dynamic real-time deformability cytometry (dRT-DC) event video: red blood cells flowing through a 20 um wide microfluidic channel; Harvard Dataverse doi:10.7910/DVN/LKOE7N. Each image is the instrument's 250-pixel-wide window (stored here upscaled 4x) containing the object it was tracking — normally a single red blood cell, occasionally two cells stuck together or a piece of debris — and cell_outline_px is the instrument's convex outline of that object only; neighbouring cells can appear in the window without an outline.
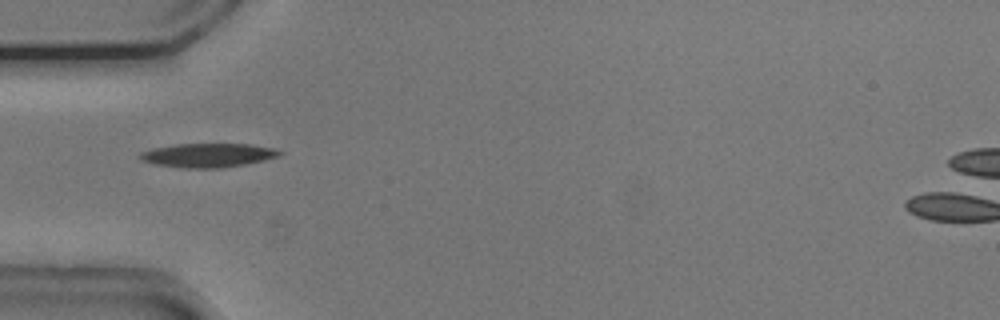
{"species": "common noctule bat (a hibernating species)", "species_latin": "Nyctalus noctula", "temperature_condition": "cold", "stored_images_in_passage": 38, "camera_frame_rate_fps": 3000, "um_per_image_px": 0.085, "animal": {"sex": "male", "body_mass_g": 20.5, "forearm_length_mm": 52.5}, "frame": {"image": 1, "passage_image": 1, "time_ms": 0.0, "image_size_px": [1000, 320], "cell_outline_px": [[284, 152], [280, 156], [264, 160], [244, 164], [220, 168], [180, 168], [156, 164], [140, 160], [140, 152], [156, 148], [176, 144], [252, 144], [272, 148]], "centroid_in_image_um": [17.7, 13.2], "position_along_channel_um": 67.3, "area_um2": 19.36}}
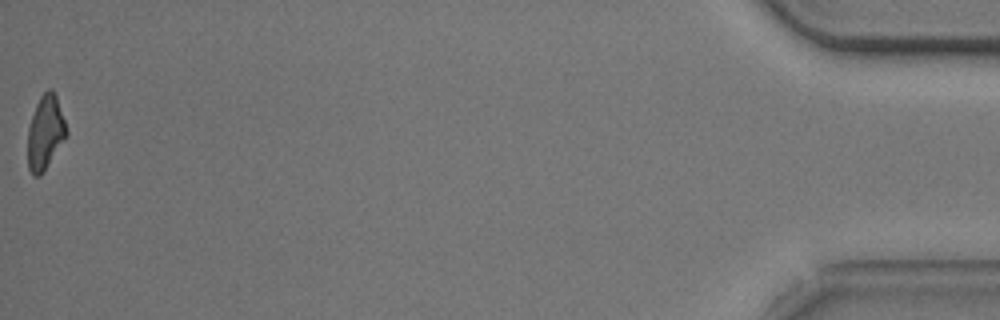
{"frame": {"image": 2, "passage_image": 38, "time_ms": 12.333, "image_size_px": [1000, 320], "cell_outline_px": [[68, 132], [44, 172], [40, 176], [32, 176], [28, 168], [28, 128], [36, 104], [40, 96], [48, 88], [52, 88], [56, 96]], "centroid_in_image_um": [3.83, 11.28], "position_along_channel_um": 431.4, "area_um2": 16.53}, "authors_computed_cell_mechanics": {"area_um2": 18.1203, "velocity_mm_per_s": 3.7399, "shape_relaxation_time_tau1_ms": 4.7993, "shape_relaxation_time_tau2_ms": 7.159, "deformation_change_tau1": 0.1511, "deformation_change_tau2": 0.1703}}